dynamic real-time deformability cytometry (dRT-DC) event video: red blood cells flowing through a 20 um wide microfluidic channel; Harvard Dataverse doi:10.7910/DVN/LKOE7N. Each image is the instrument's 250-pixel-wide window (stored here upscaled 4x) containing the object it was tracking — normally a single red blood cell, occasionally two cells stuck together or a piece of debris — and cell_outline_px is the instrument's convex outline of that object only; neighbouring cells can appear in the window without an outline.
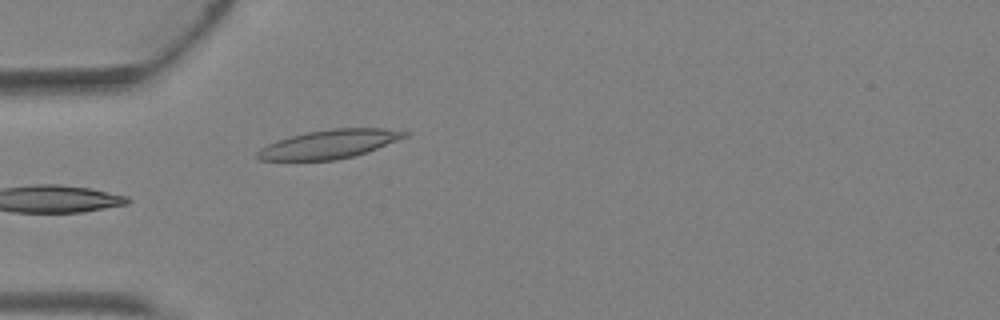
{"species": "Egyptian fruit bat (a non-hibernating species)", "species_latin": "Rousettus aegyptiacus", "temperature_condition": "warm", "stored_images_in_passage": 5, "camera_frame_rate_fps": 3000, "um_per_image_px": 0.085, "animal": {"sex": "female"}, "frame": {"image": 1, "passage_image": 5, "time_ms": 1.333, "image_size_px": [1000, 320], "cell_outline_px": [[408, 136], [376, 148], [352, 156], [336, 160], [256, 160], [256, 152], [260, 148], [276, 140], [308, 132], [332, 128], [384, 128], [408, 132]], "centroid_in_image_um": [27.94, 12.25], "position_along_channel_um": 57.1, "area_um2": 24.33}}